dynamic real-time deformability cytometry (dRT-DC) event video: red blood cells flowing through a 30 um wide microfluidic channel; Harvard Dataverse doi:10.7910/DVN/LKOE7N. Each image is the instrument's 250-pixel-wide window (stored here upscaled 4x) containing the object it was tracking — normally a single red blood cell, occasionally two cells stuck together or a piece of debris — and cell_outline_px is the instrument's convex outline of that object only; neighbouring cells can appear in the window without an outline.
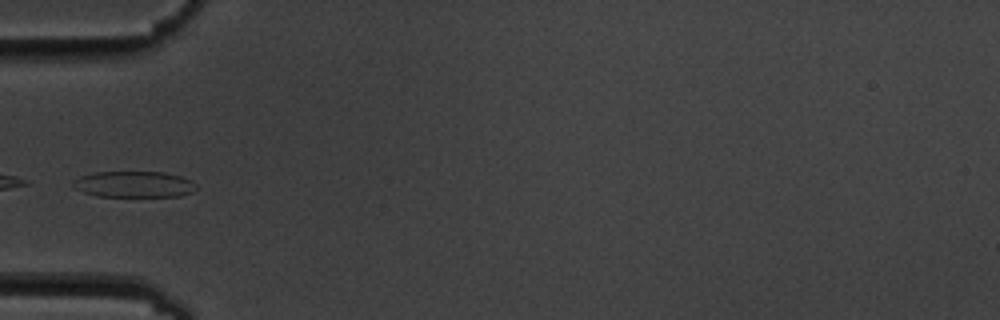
{"species": "common noctule bat (a hibernating species)", "species_latin": "Nyctalus noctula", "temperature_condition": "cold", "stored_images_in_passage": 7, "camera_frame_rate_fps": 3000, "um_per_image_px": 0.085, "animal": {"sex": "male", "body_mass_g": 19.5, "forearm_length_mm": 54.6}, "frame": {"image": 1, "passage_image": 6, "time_ms": 5.667, "image_size_px": [1000, 320], "cell_outline_px": [[196, 188], [192, 192], [180, 196], [96, 196], [72, 188], [72, 180], [80, 176], [96, 172], [164, 172], [180, 176], [192, 180], [196, 184]], "centroid_in_image_um": [11.37, 15.66], "position_along_channel_um": 73.6, "area_um2": 18.84}}